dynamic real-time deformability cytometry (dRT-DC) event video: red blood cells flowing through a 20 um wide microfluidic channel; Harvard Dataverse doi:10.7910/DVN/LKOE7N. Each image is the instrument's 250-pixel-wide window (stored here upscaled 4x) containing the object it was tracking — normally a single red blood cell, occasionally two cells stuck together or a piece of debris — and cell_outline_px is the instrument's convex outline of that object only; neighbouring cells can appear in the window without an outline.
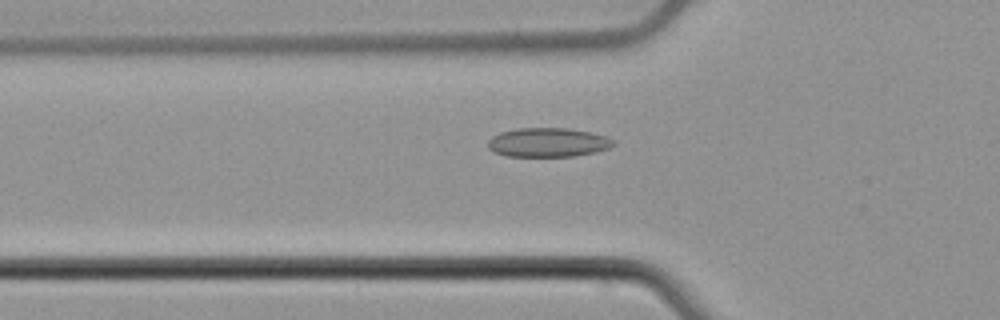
{"species": "common noctule bat (a hibernating species)", "species_latin": "Nyctalus noctula", "temperature_condition": "cold", "stored_images_in_passage": 45, "camera_frame_rate_fps": 3000, "um_per_image_px": 0.085, "animal": {"sex": "male", "body_mass_g": 21.5, "forearm_length_mm": 52.0}, "frame": {"image": 1, "passage_image": 16, "time_ms": 5.0, "image_size_px": [1000, 320], "cell_outline_px": [[616, 144], [608, 148], [596, 152], [572, 156], [508, 156], [492, 152], [488, 148], [488, 140], [492, 136], [500, 132], [516, 128], [568, 128], [592, 132], [616, 140]], "centroid_in_image_um": [46.57, 12.1], "position_along_channel_um": 79.2, "area_um2": 21.44}}
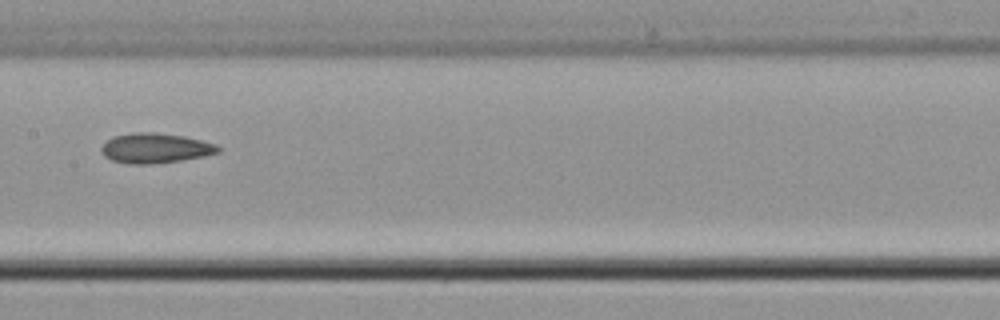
{"frame": {"image": 2, "passage_image": 25, "time_ms": 8.0, "image_size_px": [1000, 320], "cell_outline_px": [[220, 152], [204, 156], [180, 160], [152, 164], [132, 164], [112, 160], [104, 156], [100, 148], [112, 136], [136, 132], [156, 132], [184, 136], [216, 144], [220, 148]], "centroid_in_image_um": [13.2, 12.58], "position_along_channel_um": 194.2, "area_um2": 20.29}}
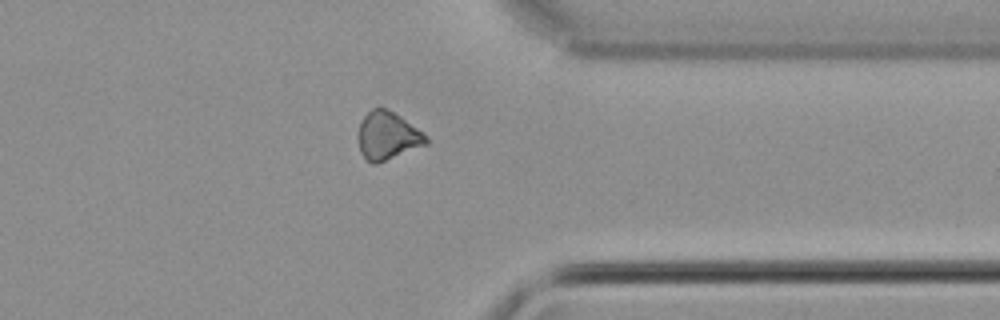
{"frame": {"image": 3, "passage_image": 40, "time_ms": 13.0, "image_size_px": [1000, 320], "cell_outline_px": [[428, 144], [376, 164], [372, 164], [360, 152], [356, 136], [356, 132], [360, 120], [372, 108], [384, 108], [400, 116], [424, 132], [428, 140]], "centroid_in_image_um": [32.91, 11.54], "position_along_channel_um": 378.5, "area_um2": 19.19}}